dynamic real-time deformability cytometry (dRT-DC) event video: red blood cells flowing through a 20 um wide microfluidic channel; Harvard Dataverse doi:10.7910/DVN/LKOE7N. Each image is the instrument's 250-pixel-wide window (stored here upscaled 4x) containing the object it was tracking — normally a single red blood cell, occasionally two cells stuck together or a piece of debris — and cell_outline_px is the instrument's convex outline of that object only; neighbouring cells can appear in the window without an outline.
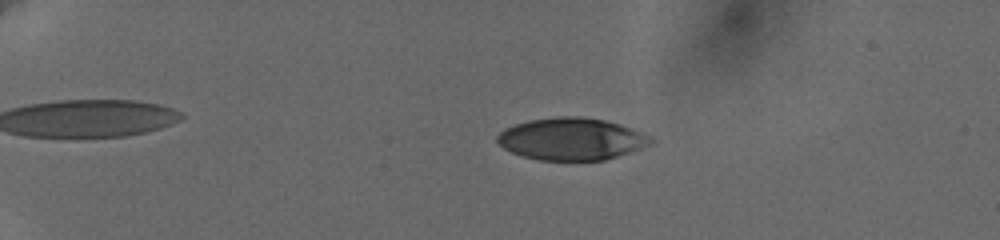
{"species": "human", "species_latin": "Homo sapiens", "temperature_condition": "cold", "stored_images_in_passage": 96, "camera_frame_rate_fps": 3000, "um_per_image_px": 0.085, "donor": {"sex": "female"}, "frame": {"image": 1, "passage_image": 21, "time_ms": 4.333, "image_size_px": [1000, 240], "cell_outline_px": [[656, 140], [652, 144], [604, 160], [540, 160], [524, 156], [512, 152], [504, 148], [496, 140], [496, 136], [504, 128], [528, 120], [556, 116], [580, 116], [604, 120], [620, 124], [632, 128], [652, 136]], "centroid_in_image_um": [48.59, 11.8], "position_along_channel_um": 36.4, "area_um2": 37.74}}
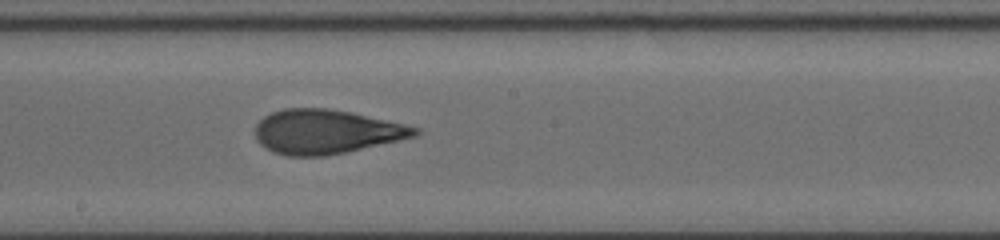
{"frame": {"image": 2, "passage_image": 56, "time_ms": 11.667, "image_size_px": [1000, 240], "cell_outline_px": [[420, 132], [416, 136], [344, 152], [324, 156], [284, 156], [272, 152], [264, 148], [256, 140], [256, 124], [264, 116], [272, 112], [284, 108], [324, 108], [352, 112], [420, 128]], "centroid_in_image_um": [27.67, 11.2], "position_along_channel_um": 220.5, "area_um2": 40.98}}
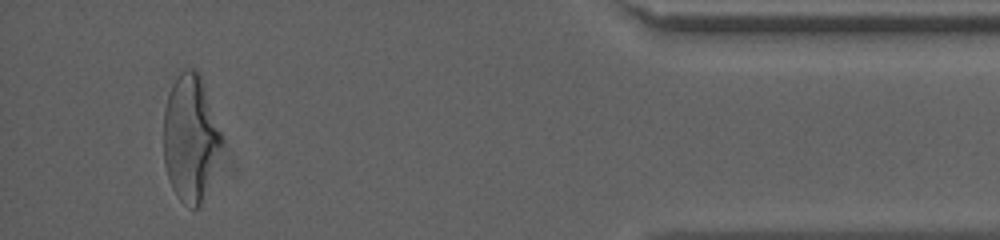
{"frame": {"image": 3, "passage_image": 95, "time_ms": 18.333, "image_size_px": [1000, 240], "cell_outline_px": [[220, 144], [200, 208], [188, 208], [176, 196], [168, 180], [164, 164], [164, 108], [168, 92], [176, 76], [184, 68], [196, 68], [200, 76], [220, 132]], "centroid_in_image_um": [16.11, 11.73], "position_along_channel_um": 419.1, "area_um2": 41.91}, "authors_computed_cell_mechanics": {"area_um2": 40.2288, "velocity_mm_per_s": 3.6688, "shape_relaxation_time_tau1_ms": 5.2888, "shape_relaxation_time_tau2_ms": 1.2773, "deformation_change_tau1": 0.2136, "deformation_change_tau2": 0.0928}}